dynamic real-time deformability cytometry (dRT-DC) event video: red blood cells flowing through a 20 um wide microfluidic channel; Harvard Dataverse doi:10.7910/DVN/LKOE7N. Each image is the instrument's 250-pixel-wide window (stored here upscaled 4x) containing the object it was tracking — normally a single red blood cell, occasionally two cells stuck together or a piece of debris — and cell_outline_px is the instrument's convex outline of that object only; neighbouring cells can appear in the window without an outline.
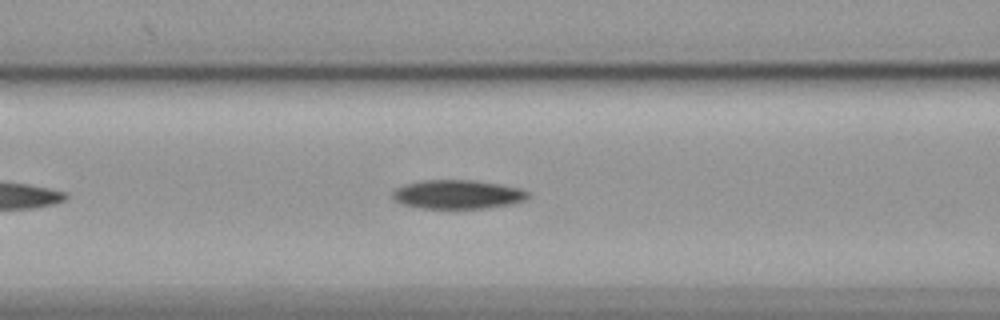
{"species": "common noctule bat (a hibernating species)", "species_latin": "Nyctalus noctula", "temperature_condition": "cold", "stored_images_in_passage": 29, "camera_frame_rate_fps": 3000, "um_per_image_px": 0.085, "animal": {"sex": "female", "body_mass_g": 19.9}, "frame": {"image": 1, "passage_image": 11, "time_ms": 3.333, "image_size_px": [1000, 320], "cell_outline_px": [[532, 196], [528, 200], [512, 204], [488, 208], [420, 208], [400, 204], [392, 200], [392, 192], [396, 188], [404, 184], [424, 180], [476, 180], [500, 184], [520, 188], [528, 192]], "centroid_in_image_um": [38.92, 16.53], "position_along_channel_um": 127.7, "area_um2": 23.24}}
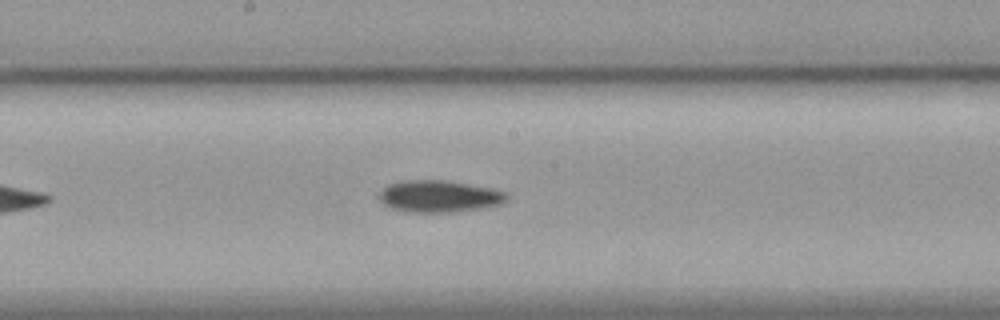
{"frame": {"image": 2, "passage_image": 18, "time_ms": 5.667, "image_size_px": [1000, 320], "cell_outline_px": [[508, 200], [500, 204], [480, 208], [452, 212], [404, 212], [388, 208], [380, 200], [380, 192], [384, 188], [392, 184], [408, 180], [440, 180], [492, 188], [504, 192], [508, 196]], "centroid_in_image_um": [37.32, 16.7], "position_along_channel_um": 210.9, "area_um2": 23.41}}
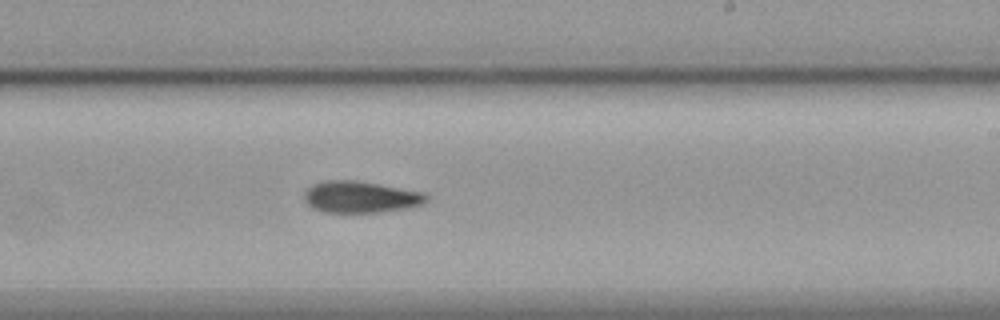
{"frame": {"image": 3, "passage_image": 22, "time_ms": 7.0, "image_size_px": [1000, 320], "cell_outline_px": [[428, 200], [424, 204], [408, 208], [376, 212], [324, 212], [312, 208], [304, 200], [304, 192], [312, 184], [328, 180], [356, 180], [424, 192], [428, 196]], "centroid_in_image_um": [30.65, 16.74], "position_along_channel_um": 258.3, "area_um2": 22.54}}